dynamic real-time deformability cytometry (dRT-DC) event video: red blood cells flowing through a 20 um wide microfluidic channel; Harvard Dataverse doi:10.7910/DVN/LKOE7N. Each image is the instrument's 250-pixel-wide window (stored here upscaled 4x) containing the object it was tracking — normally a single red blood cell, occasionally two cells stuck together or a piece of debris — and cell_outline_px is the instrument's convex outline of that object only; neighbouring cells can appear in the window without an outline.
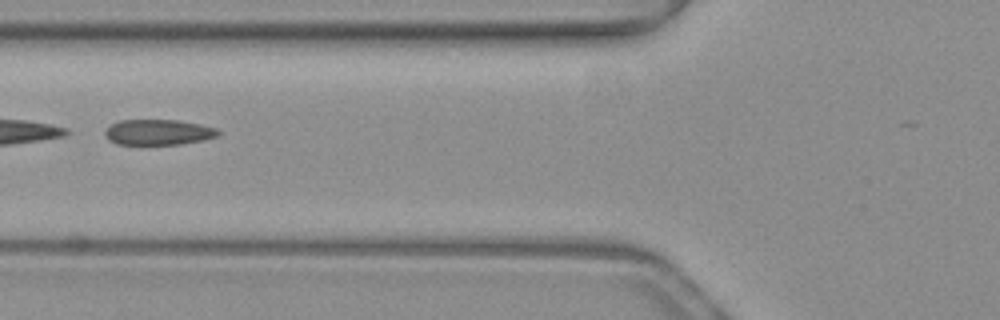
{"species": "common noctule bat (a hibernating species)", "species_latin": "Nyctalus noctula", "temperature_condition": "warm", "stored_images_in_passage": 33, "camera_frame_rate_fps": 3000, "um_per_image_px": 0.085, "animal": {"sex": "female", "body_mass_g": 19.3, "forearm_length_mm": 54.1}, "frame": {"image": 1, "passage_image": 8, "time_ms": 2.333, "image_size_px": [1000, 320], "cell_outline_px": [[220, 136], [204, 140], [180, 144], [116, 144], [108, 140], [104, 132], [112, 124], [120, 120], [176, 120], [200, 124], [216, 128], [220, 132]], "centroid_in_image_um": [13.48, 11.24], "position_along_channel_um": 112.3, "area_um2": 16.82}}
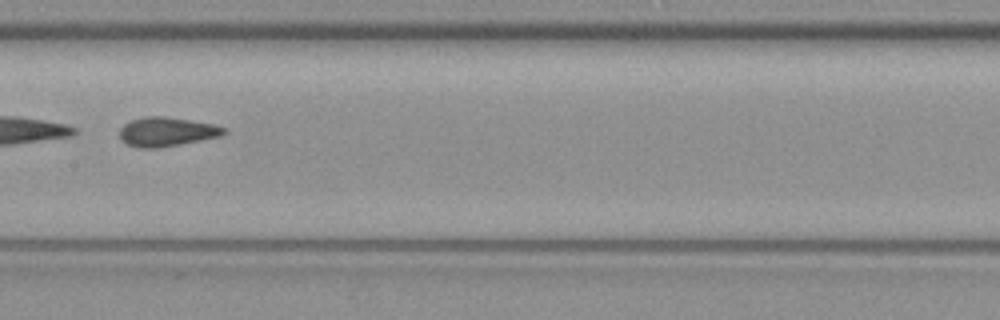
{"frame": {"image": 2, "passage_image": 14, "time_ms": 4.333, "image_size_px": [1000, 320], "cell_outline_px": [[228, 132], [220, 136], [160, 148], [136, 148], [128, 144], [120, 136], [120, 128], [124, 124], [132, 120], [144, 116], [164, 116], [216, 124], [228, 128]], "centroid_in_image_um": [14.21, 11.19], "position_along_channel_um": 193.2, "area_um2": 17.8}}
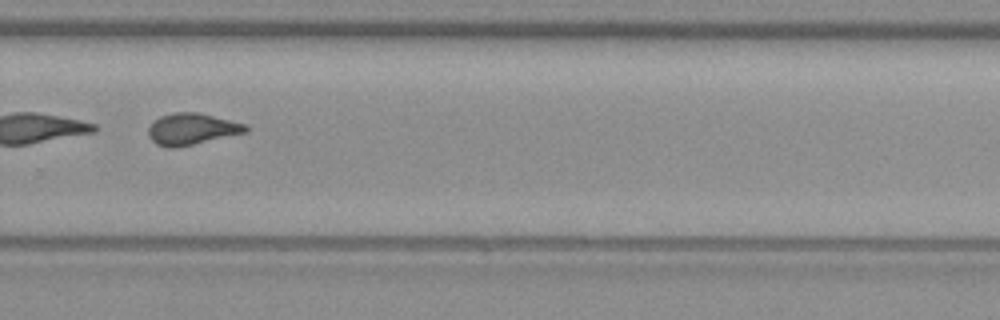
{"frame": {"image": 3, "passage_image": 23, "time_ms": 7.333, "image_size_px": [1000, 320], "cell_outline_px": [[248, 132], [176, 148], [168, 148], [156, 144], [148, 136], [148, 128], [160, 116], [172, 112], [196, 112], [244, 124], [248, 128]], "centroid_in_image_um": [16.27, 10.98], "position_along_channel_um": 313.5, "area_um2": 17.69}, "authors_computed_cell_mechanics": {"area_um2": 17.8024, "velocity_mm_per_s": 4.0248, "shape_relaxation_time_tau1_ms": 10.1934, "shape_relaxation_time_tau2_ms": 0.7402, "deformation_change_tau1": 0.2423, "deformation_change_tau2": 0.0521}}